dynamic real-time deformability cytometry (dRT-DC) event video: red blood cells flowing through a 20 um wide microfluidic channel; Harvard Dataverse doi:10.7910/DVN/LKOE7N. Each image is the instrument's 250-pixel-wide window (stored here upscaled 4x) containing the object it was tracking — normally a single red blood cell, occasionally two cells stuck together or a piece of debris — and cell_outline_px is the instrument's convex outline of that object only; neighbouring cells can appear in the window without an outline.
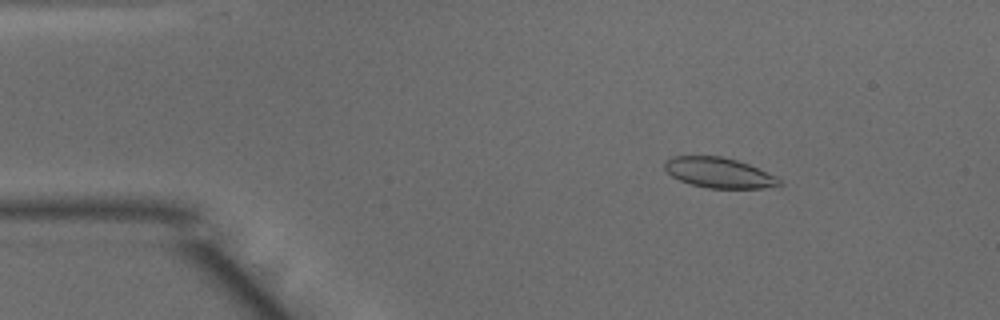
{"species": "common noctule bat (a hibernating species)", "species_latin": "Nyctalus noctula", "temperature_condition": "warm", "stored_images_in_passage": 49, "camera_frame_rate_fps": 3000, "um_per_image_px": 0.085, "animal": {"sex": "male", "body_mass_g": 15.6}, "frame": {"image": 1, "passage_image": 7, "time_ms": 2.0, "image_size_px": [1000, 320], "cell_outline_px": [[784, 184], [764, 188], [708, 188], [692, 184], [680, 180], [672, 176], [664, 168], [664, 160], [672, 156], [720, 156], [736, 160], [748, 164], [776, 176]], "centroid_in_image_um": [61.1, 14.68], "position_along_channel_um": 23.9, "area_um2": 20.11}}
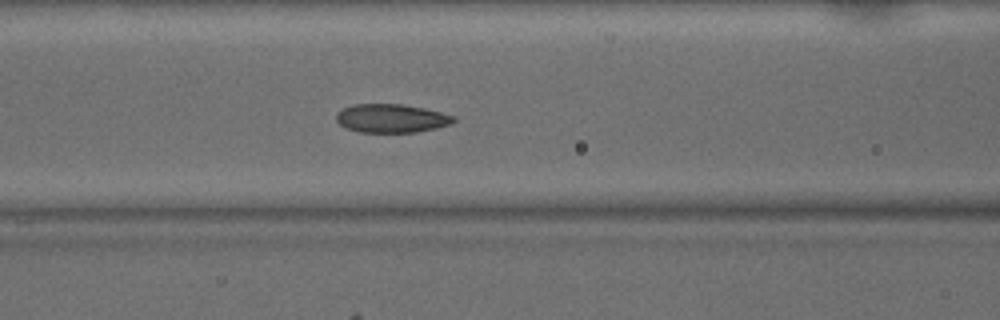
{"frame": {"image": 2, "passage_image": 20, "time_ms": 6.333, "image_size_px": [1000, 320], "cell_outline_px": [[456, 120], [452, 124], [436, 128], [416, 132], [360, 132], [348, 128], [340, 124], [336, 120], [336, 112], [352, 104], [404, 104], [424, 108], [456, 116]], "centroid_in_image_um": [33.29, 10.05], "position_along_channel_um": 133.3, "area_um2": 19.59}}
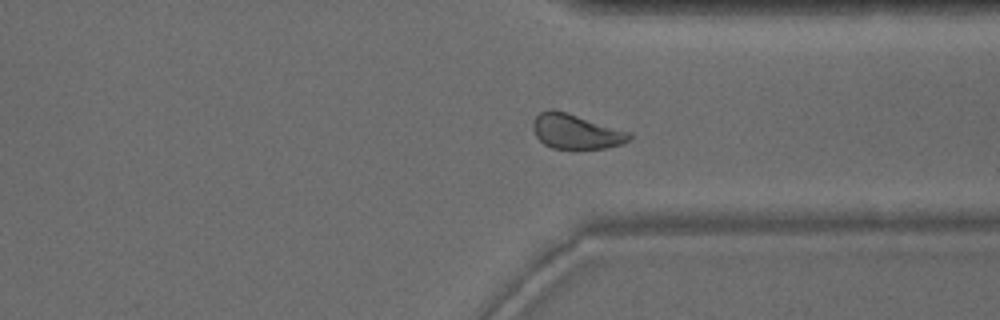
{"frame": {"image": 3, "passage_image": 37, "time_ms": 12.0, "image_size_px": [1000, 320], "cell_outline_px": [[632, 136], [624, 144], [604, 148], [552, 148], [544, 144], [536, 136], [532, 128], [532, 120], [540, 112], [552, 108], [632, 132]], "centroid_in_image_um": [48.95, 11.17], "position_along_channel_um": 362.4, "area_um2": 19.54}, "authors_computed_cell_mechanics": {"area_um2": 20.519, "velocity_mm_per_s": 4.0434, "shape_relaxation_time_tau1_ms": 3.0715, "shape_relaxation_time_tau2_ms": 1.8718, "deformation_change_tau1": 0.1101, "deformation_change_tau2": 0.0579}}